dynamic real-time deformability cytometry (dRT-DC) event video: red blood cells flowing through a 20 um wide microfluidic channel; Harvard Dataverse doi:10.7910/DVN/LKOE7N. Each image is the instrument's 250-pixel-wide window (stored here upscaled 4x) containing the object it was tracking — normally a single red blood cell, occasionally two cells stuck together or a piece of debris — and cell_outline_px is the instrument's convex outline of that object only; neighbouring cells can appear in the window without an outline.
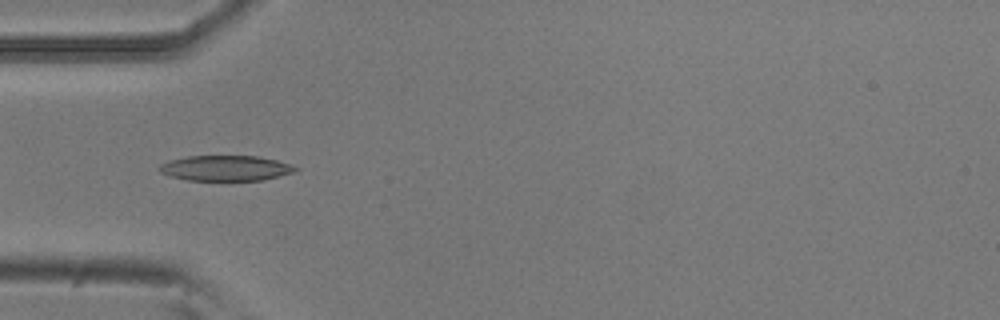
{"species": "common noctule bat (a hibernating species)", "species_latin": "Nyctalus noctula", "temperature_condition": "room temperature", "stored_images_in_passage": 47, "camera_frame_rate_fps": 3000, "um_per_image_px": 0.085, "animal": {"sex": "male", "body_mass_g": 20.5, "forearm_length_mm": 52.5}, "frame": {"image": 1, "passage_image": 10, "time_ms": 3.0, "image_size_px": [1000, 320], "cell_outline_px": [[300, 168], [296, 172], [264, 180], [188, 180], [168, 176], [160, 172], [156, 168], [160, 164], [168, 160], [188, 156], [256, 156], [276, 160]], "centroid_in_image_um": [19.15, 14.29], "position_along_channel_um": 65.9, "area_um2": 20.23}}
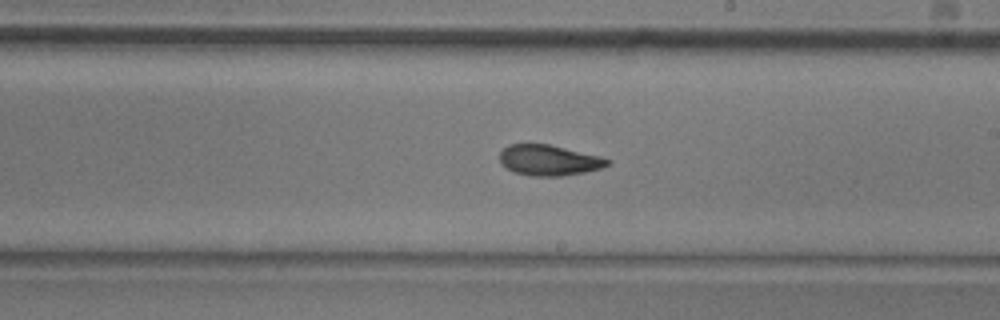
{"frame": {"image": 2, "passage_image": 24, "time_ms": 7.667, "image_size_px": [1000, 320], "cell_outline_px": [[612, 164], [604, 168], [584, 172], [560, 176], [532, 176], [516, 172], [500, 164], [500, 152], [508, 144], [548, 144], [600, 156], [612, 160]], "centroid_in_image_um": [46.7, 13.62], "position_along_channel_um": 242.3, "area_um2": 19.25}}
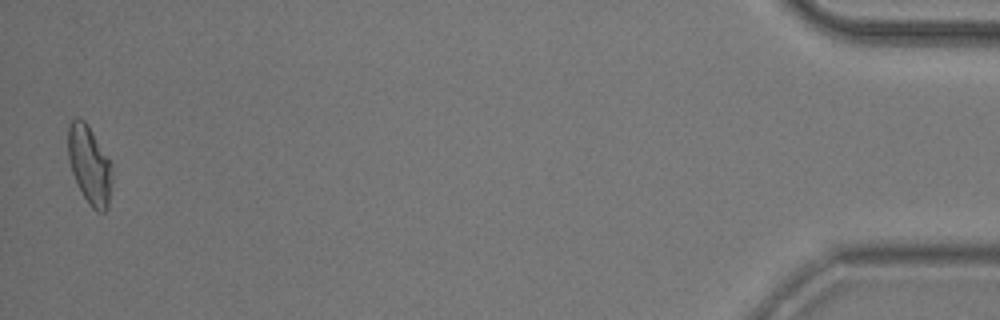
{"frame": {"image": 3, "passage_image": 46, "time_ms": 15.0, "image_size_px": [1000, 320], "cell_outline_px": [[112, 180], [108, 208], [104, 212], [96, 212], [88, 204], [72, 172], [68, 160], [68, 124], [76, 116], [84, 120], [92, 132], [112, 164]], "centroid_in_image_um": [7.61, 14.03], "position_along_channel_um": 427.6, "area_um2": 20.06}, "authors_computed_cell_mechanics": {"area_um2": 19.8254, "velocity_mm_per_s": 3.7847, "shape_relaxation_time_tau1_ms": 5.5588, "shape_relaxation_time_tau2_ms": 2.9327, "deformation_change_tau1": 0.1732, "deformation_change_tau2": 0.1017}}